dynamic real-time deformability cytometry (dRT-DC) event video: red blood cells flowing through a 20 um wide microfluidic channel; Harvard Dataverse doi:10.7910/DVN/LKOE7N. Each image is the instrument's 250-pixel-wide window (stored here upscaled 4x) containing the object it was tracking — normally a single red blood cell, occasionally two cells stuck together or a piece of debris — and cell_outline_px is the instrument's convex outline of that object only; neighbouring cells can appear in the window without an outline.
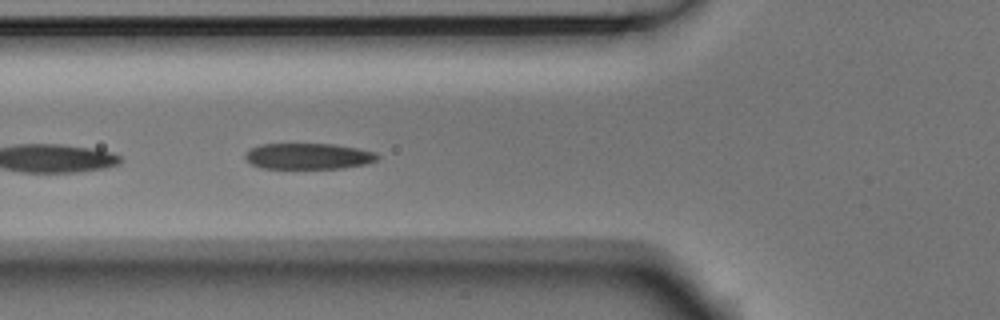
{"species": "Egyptian fruit bat (a non-hibernating species)", "species_latin": "Rousettus aegyptiacus", "temperature_condition": "room temperature", "stored_images_in_passage": 5, "camera_frame_rate_fps": 3000, "um_per_image_px": 0.085, "animal": {"sex": "male"}, "frame": {"image": 1, "passage_image": 5, "time_ms": 1.333, "image_size_px": [1000, 320], "cell_outline_px": [[380, 156], [376, 160], [364, 164], [344, 168], [260, 168], [252, 164], [244, 156], [244, 152], [248, 148], [260, 144], [336, 144], [376, 152]], "centroid_in_image_um": [26.17, 13.27], "position_along_channel_um": 99.6, "area_um2": 20.11}}